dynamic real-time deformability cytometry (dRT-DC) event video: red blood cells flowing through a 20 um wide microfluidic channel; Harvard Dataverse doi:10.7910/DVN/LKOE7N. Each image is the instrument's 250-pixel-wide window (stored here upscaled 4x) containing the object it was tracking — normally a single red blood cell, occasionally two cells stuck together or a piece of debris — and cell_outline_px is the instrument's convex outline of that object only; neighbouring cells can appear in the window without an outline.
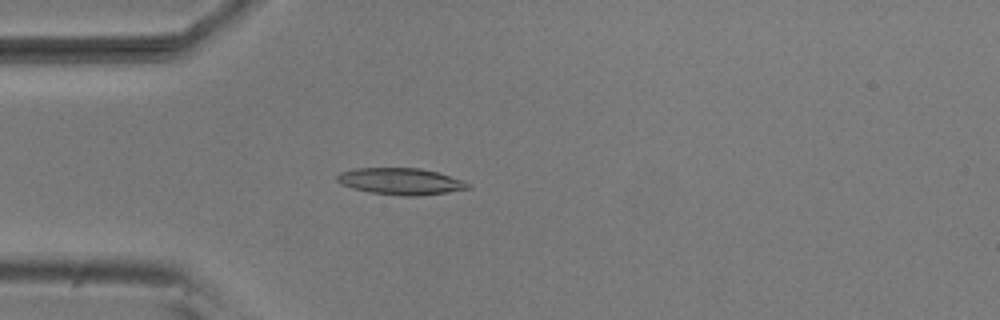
{"species": "common noctule bat (a hibernating species)", "species_latin": "Nyctalus noctula", "temperature_condition": "room temperature", "stored_images_in_passage": 5, "camera_frame_rate_fps": 3000, "um_per_image_px": 0.085, "animal": {"sex": "male", "body_mass_g": 20.5, "forearm_length_mm": 52.5}, "frame": {"image": 1, "passage_image": 5, "time_ms": 1.333, "image_size_px": [1000, 320], "cell_outline_px": [[472, 188], [448, 192], [416, 196], [400, 196], [368, 192], [352, 188], [340, 184], [336, 180], [336, 176], [340, 172], [356, 168], [420, 168], [436, 172], [464, 180], [472, 184]], "centroid_in_image_um": [34.07, 15.42], "position_along_channel_um": 50.9, "area_um2": 20.52}}